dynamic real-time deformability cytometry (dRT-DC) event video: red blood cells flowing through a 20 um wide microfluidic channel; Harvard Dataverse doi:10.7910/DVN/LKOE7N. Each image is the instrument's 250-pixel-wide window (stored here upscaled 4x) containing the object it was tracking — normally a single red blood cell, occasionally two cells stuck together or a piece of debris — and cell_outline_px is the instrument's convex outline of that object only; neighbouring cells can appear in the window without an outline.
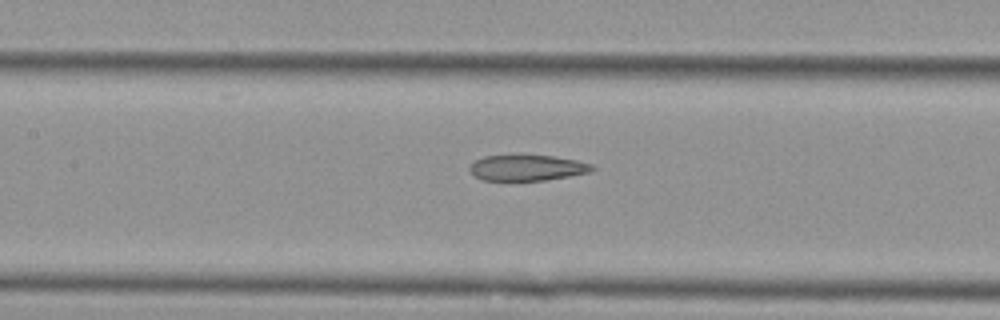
{"species": "Egyptian fruit bat (a non-hibernating species)", "species_latin": "Rousettus aegyptiacus", "temperature_condition": "cold", "stored_images_in_passage": 6, "camera_frame_rate_fps": 3000, "um_per_image_px": 0.085, "animal": {"sex": "female"}, "frame": {"image": 1, "passage_image": 6, "time_ms": 7.0, "image_size_px": [1000, 320], "cell_outline_px": [[596, 168], [588, 172], [568, 176], [544, 180], [480, 180], [468, 168], [476, 160], [484, 156], [516, 152], [520, 152], [552, 156], [576, 160], [592, 164]], "centroid_in_image_um": [44.77, 14.2], "position_along_channel_um": 162.6, "area_um2": 19.02}}